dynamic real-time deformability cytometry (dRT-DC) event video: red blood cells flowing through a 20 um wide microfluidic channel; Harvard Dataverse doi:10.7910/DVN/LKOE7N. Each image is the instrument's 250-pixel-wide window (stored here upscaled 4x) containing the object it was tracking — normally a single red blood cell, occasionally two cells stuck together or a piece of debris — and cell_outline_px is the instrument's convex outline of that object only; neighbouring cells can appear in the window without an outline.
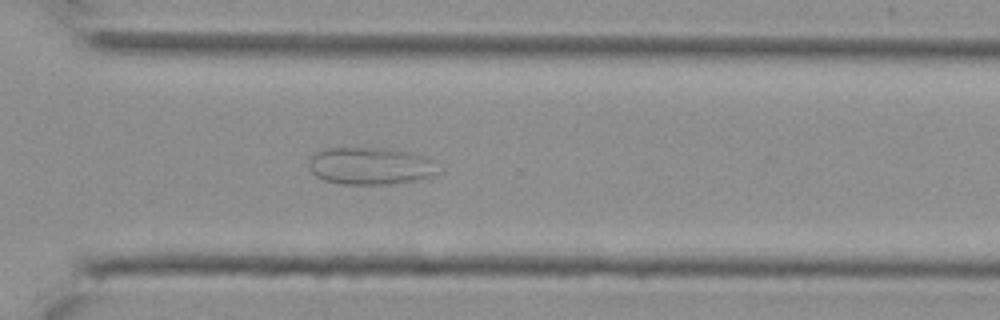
{"species": "Egyptian fruit bat (a non-hibernating species)", "species_latin": "Rousettus aegyptiacus", "temperature_condition": "cold", "stored_images_in_passage": 28, "camera_frame_rate_fps": 3000, "um_per_image_px": 0.085, "animal": {"sex": "female"}, "frame": {"image": 1, "passage_image": 24, "time_ms": 7.667, "image_size_px": [1000, 320], "cell_outline_px": [[436, 172], [428, 176], [412, 180], [388, 184], [340, 184], [324, 180], [316, 176], [312, 172], [308, 164], [312, 156], [316, 152], [328, 148], [380, 148], [408, 152], [424, 156], [432, 160]], "centroid_in_image_um": [31.4, 14.1], "position_along_channel_um": 339.2, "area_um2": 27.46}}